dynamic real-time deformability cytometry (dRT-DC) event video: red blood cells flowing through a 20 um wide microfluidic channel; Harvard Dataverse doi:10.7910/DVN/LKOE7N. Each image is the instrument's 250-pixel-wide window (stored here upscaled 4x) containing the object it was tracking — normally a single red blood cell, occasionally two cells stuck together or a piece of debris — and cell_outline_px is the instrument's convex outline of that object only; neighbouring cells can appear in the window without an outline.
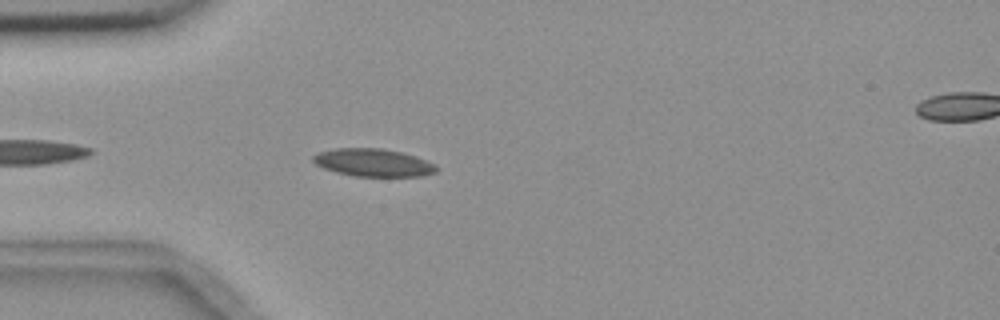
{"species": "common noctule bat (a hibernating species)", "species_latin": "Nyctalus noctula", "temperature_condition": "room temperature", "stored_images_in_passage": 5, "segment_of_instrument_passage": [1, 2], "camera_frame_rate_fps": 3000, "um_per_image_px": 0.085, "animal": {"sex": "female", "body_mass_g": 18.4}, "frame": {"image": 1, "passage_image": 4, "time_ms": 4.333, "image_size_px": [1000, 320], "cell_outline_px": [[440, 168], [436, 172], [420, 176], [356, 176], [336, 172], [324, 168], [316, 164], [312, 160], [312, 156], [316, 152], [332, 148], [384, 148], [416, 156], [436, 164]], "centroid_in_image_um": [31.72, 13.81], "position_along_channel_um": 53.3, "area_um2": 20.11}}